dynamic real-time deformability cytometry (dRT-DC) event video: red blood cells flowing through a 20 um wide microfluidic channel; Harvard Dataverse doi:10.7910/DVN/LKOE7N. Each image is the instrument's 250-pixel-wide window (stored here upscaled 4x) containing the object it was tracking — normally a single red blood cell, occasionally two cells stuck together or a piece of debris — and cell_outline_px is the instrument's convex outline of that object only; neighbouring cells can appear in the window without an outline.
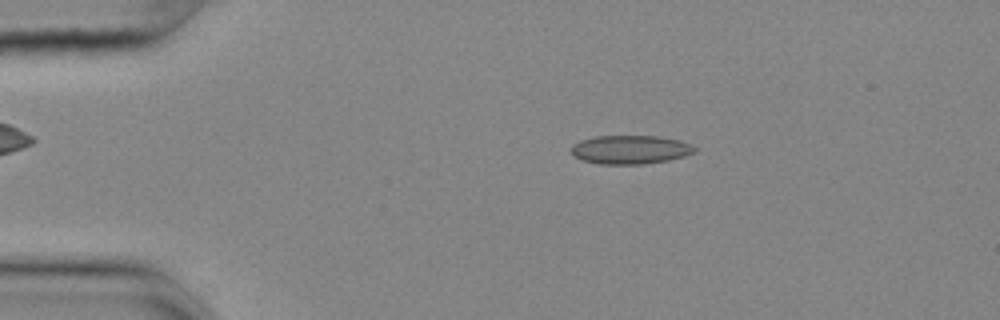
{"species": "common noctule bat (a hibernating species)", "species_latin": "Nyctalus noctula", "temperature_condition": "cold", "stored_images_in_passage": 55, "camera_frame_rate_fps": 3000, "um_per_image_px": 0.085, "animal": {"sex": "female", "body_mass_g": 25.1}, "frame": {"image": 1, "passage_image": 10, "time_ms": 3.0, "image_size_px": [1000, 320], "cell_outline_px": [[696, 152], [684, 156], [668, 160], [644, 164], [600, 164], [580, 160], [572, 156], [572, 144], [580, 140], [596, 136], [656, 136], [680, 140], [696, 148]], "centroid_in_image_um": [53.53, 12.72], "position_along_channel_um": 31.5, "area_um2": 20.69}}
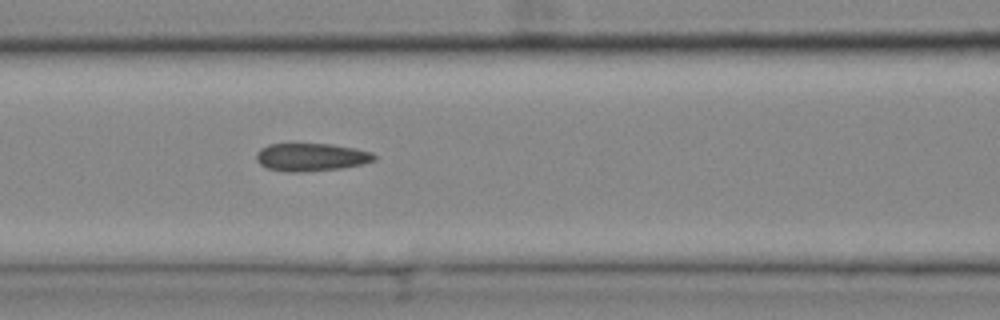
{"frame": {"image": 2, "passage_image": 23, "time_ms": 7.333, "image_size_px": [1000, 320], "cell_outline_px": [[376, 160], [364, 164], [340, 168], [300, 172], [284, 172], [268, 168], [260, 164], [256, 160], [256, 152], [260, 148], [268, 144], [332, 144], [356, 148], [372, 152], [376, 156]], "centroid_in_image_um": [26.45, 13.35], "position_along_channel_um": 140.1, "area_um2": 19.31}}
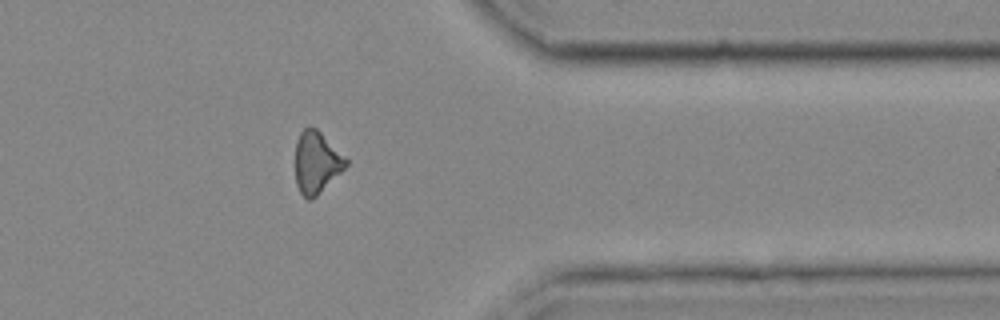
{"frame": {"image": 3, "passage_image": 44, "time_ms": 14.333, "image_size_px": [1000, 320], "cell_outline_px": [[348, 164], [312, 200], [308, 200], [300, 192], [296, 184], [296, 140], [300, 132], [304, 128], [316, 128], [348, 160]], "centroid_in_image_um": [26.88, 13.81], "position_along_channel_um": 384.5, "area_um2": 17.8}, "authors_computed_cell_mechanics": {"area_um2": 19.074, "velocity_mm_per_s": 3.6531, "shape_relaxation_time_tau1_ms": null, "shape_relaxation_time_tau2_ms": 5.7516, "deformation_change_tau1": null, "deformation_change_tau2": 0.117}}